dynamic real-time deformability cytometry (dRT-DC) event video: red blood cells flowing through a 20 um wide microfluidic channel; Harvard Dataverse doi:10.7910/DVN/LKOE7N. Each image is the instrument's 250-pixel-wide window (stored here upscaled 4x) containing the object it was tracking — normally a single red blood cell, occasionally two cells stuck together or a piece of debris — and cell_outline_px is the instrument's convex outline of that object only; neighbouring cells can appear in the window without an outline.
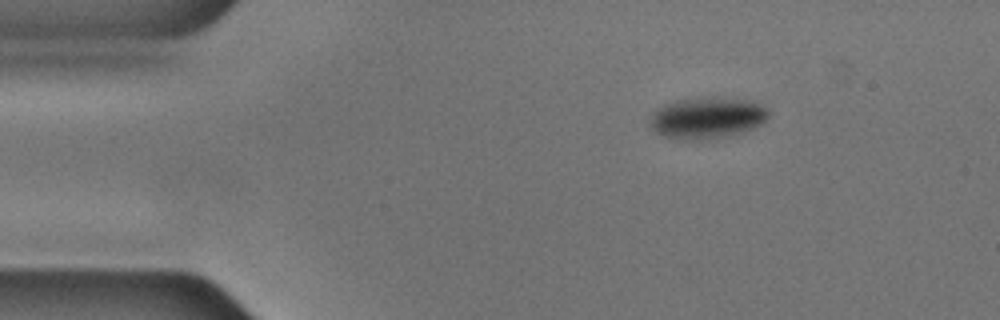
{"species": "common noctule bat (a hibernating species)", "species_latin": "Nyctalus noctula", "temperature_condition": "cold", "stored_images_in_passage": 3, "camera_frame_rate_fps": 3000, "um_per_image_px": 0.085, "animal": {"sex": "male", "body_mass_g": 17.9, "forearm_length_mm": 54.2}, "frame": {"image": 1, "passage_image": 1, "time_ms": 0.0, "image_size_px": [1000, 320], "cell_outline_px": [[768, 116], [760, 124], [752, 128], [724, 136], [700, 140], [688, 140], [664, 136], [656, 132], [648, 124], [648, 120], [652, 112], [656, 108], [664, 104], [676, 100], [712, 96], [756, 100], [768, 108]], "centroid_in_image_um": [60.07, 9.98], "position_along_channel_um": 24.9, "area_um2": 28.9}}